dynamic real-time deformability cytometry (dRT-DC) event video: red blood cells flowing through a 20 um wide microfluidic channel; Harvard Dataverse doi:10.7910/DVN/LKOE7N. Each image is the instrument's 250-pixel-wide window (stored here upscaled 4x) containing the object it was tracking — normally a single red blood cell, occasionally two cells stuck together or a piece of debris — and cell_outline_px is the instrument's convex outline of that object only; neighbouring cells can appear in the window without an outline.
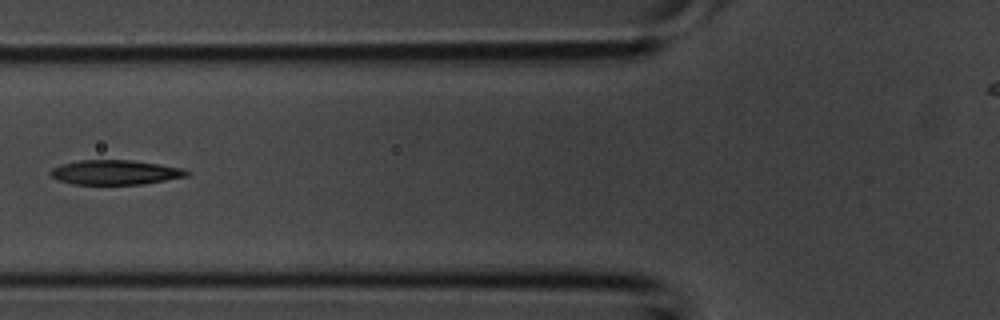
{"species": "common noctule bat (a hibernating species)", "species_latin": "Nyctalus noctula", "temperature_condition": "room temperature", "stored_images_in_passage": 6, "camera_frame_rate_fps": 3000, "um_per_image_px": 0.085, "animal": {"sex": "male", "body_mass_g": 20.1, "forearm_length_mm": 53.5}, "frame": {"image": 1, "passage_image": 5, "time_ms": 1.333, "image_size_px": [1000, 320], "cell_outline_px": [[192, 172], [188, 176], [140, 184], [76, 184], [60, 180], [52, 176], [48, 172], [52, 168], [60, 164], [80, 160], [132, 160], [160, 164], [184, 168]], "centroid_in_image_um": [9.82, 14.63], "position_along_channel_um": 116.0, "area_um2": 19.48}}